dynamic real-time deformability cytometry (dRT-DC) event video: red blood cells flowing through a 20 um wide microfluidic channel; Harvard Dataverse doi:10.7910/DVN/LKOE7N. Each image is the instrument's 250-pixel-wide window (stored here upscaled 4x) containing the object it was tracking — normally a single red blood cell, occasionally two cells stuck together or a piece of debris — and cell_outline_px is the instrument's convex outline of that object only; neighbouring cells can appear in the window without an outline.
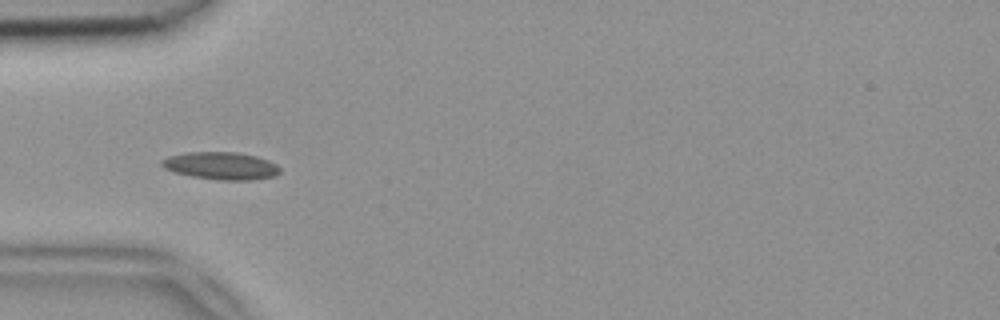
{"species": "common noctule bat (a hibernating species)", "species_latin": "Nyctalus noctula", "temperature_condition": "room temperature", "stored_images_in_passage": 49, "camera_frame_rate_fps": 3000, "um_per_image_px": 0.085, "animal": {"sex": "female", "body_mass_g": 18.4}, "frame": {"image": 1, "passage_image": 15, "time_ms": 4.667, "image_size_px": [1000, 320], "cell_outline_px": [[280, 172], [276, 176], [252, 180], [220, 180], [192, 176], [176, 172], [164, 168], [160, 164], [160, 160], [168, 156], [188, 152], [236, 152], [256, 156], [268, 160], [276, 164], [280, 168]], "centroid_in_image_um": [18.8, 14.09], "position_along_channel_um": 66.2, "area_um2": 18.96}}
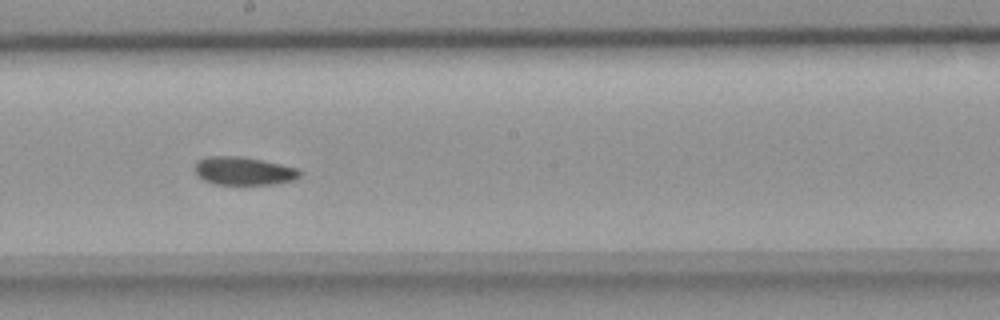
{"frame": {"image": 2, "passage_image": 27, "time_ms": 8.667, "image_size_px": [1000, 320], "cell_outline_px": [[300, 176], [296, 180], [276, 184], [212, 184], [204, 180], [196, 172], [196, 160], [208, 156], [240, 156], [300, 168]], "centroid_in_image_um": [20.74, 14.53], "position_along_channel_um": 227.5, "area_um2": 17.22}}
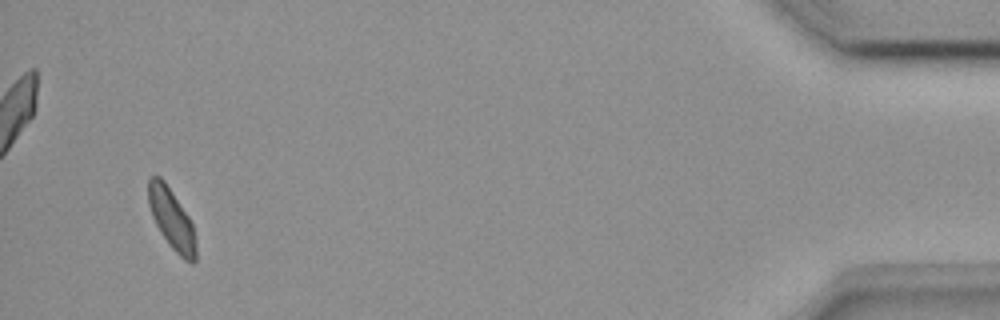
{"frame": {"image": 3, "passage_image": 47, "time_ms": 15.333, "image_size_px": [1000, 320], "cell_outline_px": [[196, 260], [192, 264], [184, 260], [168, 244], [160, 232], [152, 216], [148, 204], [148, 176], [160, 176], [164, 180], [188, 216], [192, 224], [196, 236]], "centroid_in_image_um": [14.59, 18.63], "position_along_channel_um": 420.6, "area_um2": 16.88}}